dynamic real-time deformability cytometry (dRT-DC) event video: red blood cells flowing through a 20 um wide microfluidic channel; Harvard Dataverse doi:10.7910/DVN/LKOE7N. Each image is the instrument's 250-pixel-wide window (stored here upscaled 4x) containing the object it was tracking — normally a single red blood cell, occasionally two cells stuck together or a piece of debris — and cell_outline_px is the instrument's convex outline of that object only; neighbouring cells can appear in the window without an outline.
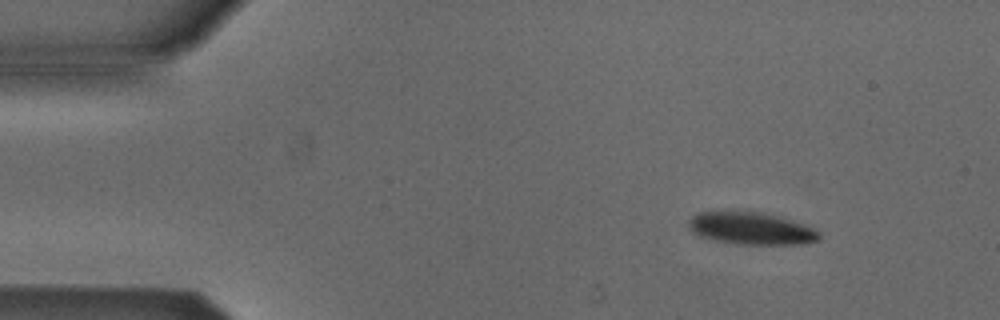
{"species": "Egyptian fruit bat (a non-hibernating species)", "species_latin": "Rousettus aegyptiacus", "temperature_condition": "cold", "stored_images_in_passage": 7, "camera_frame_rate_fps": 3000, "um_per_image_px": 0.085, "animal": {"sex": "male"}, "frame": {"image": 1, "passage_image": 2, "time_ms": 1.333, "image_size_px": [1000, 320], "cell_outline_px": [[820, 240], [808, 244], [736, 244], [716, 240], [700, 236], [692, 232], [688, 224], [688, 220], [692, 216], [700, 212], [744, 208], [792, 220], [804, 224], [820, 232]], "centroid_in_image_um": [63.83, 19.38], "position_along_channel_um": 21.2, "area_um2": 25.26}}
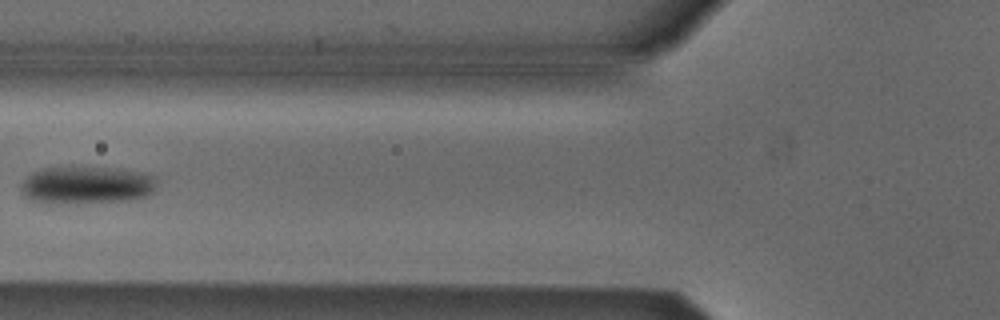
{"frame": {"image": 2, "passage_image": 6, "time_ms": 6.0, "image_size_px": [1000, 320], "cell_outline_px": [[156, 188], [148, 196], [132, 200], [60, 204], [44, 204], [28, 200], [20, 192], [20, 184], [28, 176], [44, 168], [68, 164], [116, 168], [136, 172], [152, 176], [156, 180]], "centroid_in_image_um": [7.28, 15.72], "position_along_channel_um": 118.5, "area_um2": 30.87}}
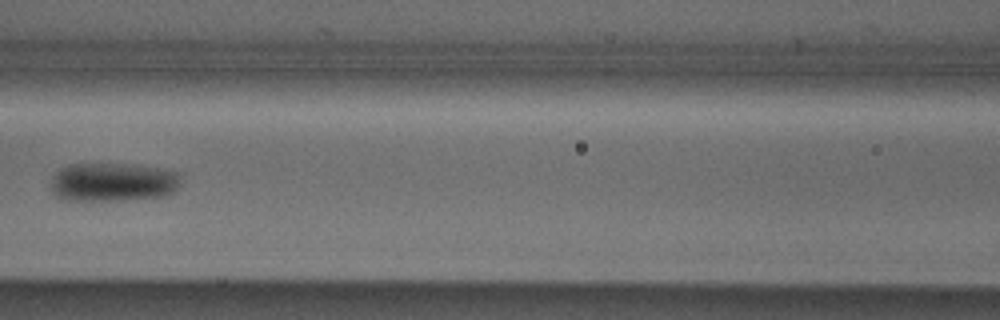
{"frame": {"image": 3, "passage_image": 7, "time_ms": 7.0, "image_size_px": [1000, 320], "cell_outline_px": [[180, 184], [168, 196], [116, 200], [64, 200], [56, 196], [48, 188], [52, 176], [60, 168], [68, 164], [136, 164], [164, 168], [180, 172]], "centroid_in_image_um": [9.59, 15.47], "position_along_channel_um": 157.0, "area_um2": 29.94}}